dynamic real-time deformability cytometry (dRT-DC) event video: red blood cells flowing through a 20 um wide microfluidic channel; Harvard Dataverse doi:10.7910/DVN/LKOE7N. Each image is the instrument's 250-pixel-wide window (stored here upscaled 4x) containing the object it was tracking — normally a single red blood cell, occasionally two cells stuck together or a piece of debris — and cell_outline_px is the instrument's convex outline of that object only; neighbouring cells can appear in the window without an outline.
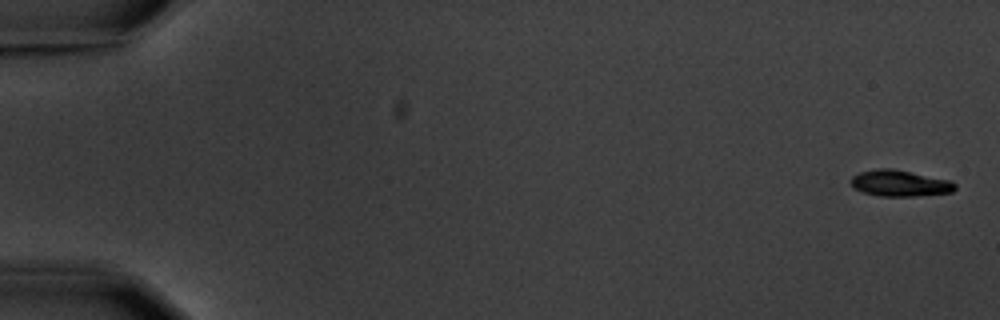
{"species": "common noctule bat (a hibernating species)", "species_latin": "Nyctalus noctula", "temperature_condition": "warm", "stored_images_in_passage": 5, "camera_frame_rate_fps": 3000, "um_per_image_px": 0.085, "animal": {"sex": "male", "body_mass_g": 20.1, "forearm_length_mm": 53.5}, "frame": {"image": 1, "passage_image": 1, "time_ms": 0.0, "image_size_px": [1000, 320], "cell_outline_px": [[956, 188], [952, 192], [912, 196], [880, 196], [864, 192], [856, 188], [852, 184], [852, 176], [860, 172], [880, 168], [892, 168], [952, 180], [956, 184]], "centroid_in_image_um": [76.54, 15.57], "position_along_channel_um": 8.5, "area_um2": 15.78}}
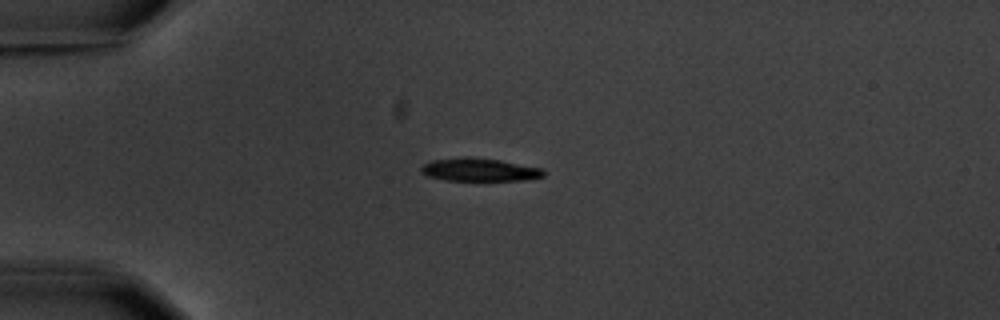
{"frame": {"image": 2, "passage_image": 5, "time_ms": 4.667, "image_size_px": [1000, 320], "cell_outline_px": [[544, 176], [524, 180], [448, 180], [428, 176], [420, 172], [420, 168], [424, 164], [432, 160], [464, 156], [468, 156], [500, 160], [544, 168]], "centroid_in_image_um": [40.75, 14.41], "position_along_channel_um": 44.2, "area_um2": 16.47}}